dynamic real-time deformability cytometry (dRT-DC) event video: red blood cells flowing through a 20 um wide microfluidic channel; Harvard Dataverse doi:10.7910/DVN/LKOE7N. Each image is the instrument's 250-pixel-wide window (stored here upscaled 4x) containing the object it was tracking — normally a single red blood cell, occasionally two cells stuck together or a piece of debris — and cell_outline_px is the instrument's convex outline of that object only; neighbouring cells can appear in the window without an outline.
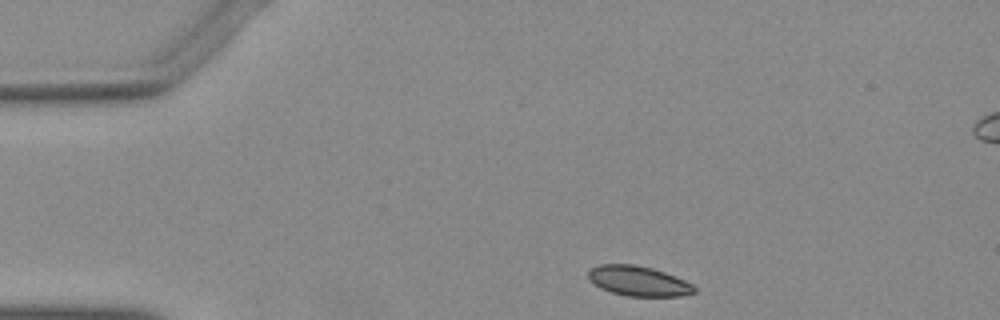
{"species": "Egyptian fruit bat (a non-hibernating species)", "species_latin": "Rousettus aegyptiacus", "temperature_condition": "warm", "stored_images_in_passage": 39, "camera_frame_rate_fps": 3000, "um_per_image_px": 0.085, "animal": {"sex": "female"}, "frame": {"image": 1, "passage_image": 1, "time_ms": 0.0, "image_size_px": [1000, 320], "cell_outline_px": [[696, 292], [680, 296], [628, 296], [612, 292], [600, 288], [588, 280], [588, 272], [592, 268], [600, 264], [632, 264], [652, 268], [664, 272], [684, 280], [692, 284], [696, 288]], "centroid_in_image_um": [54.25, 23.89], "position_along_channel_um": 30.8, "area_um2": 18.44}}
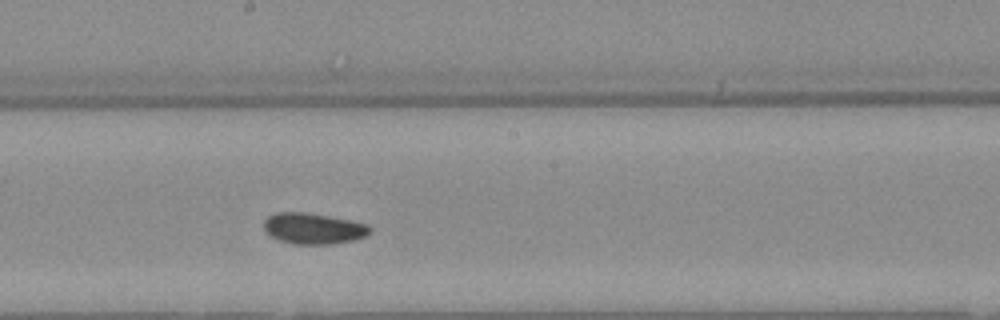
{"frame": {"image": 2, "passage_image": 20, "time_ms": 6.333, "image_size_px": [1000, 320], "cell_outline_px": [[372, 232], [368, 236], [356, 240], [332, 244], [296, 244], [276, 240], [264, 228], [264, 220], [268, 216], [276, 212], [304, 212], [328, 216], [368, 224], [372, 228]], "centroid_in_image_um": [26.68, 19.43], "position_along_channel_um": 221.5, "area_um2": 19.31}}
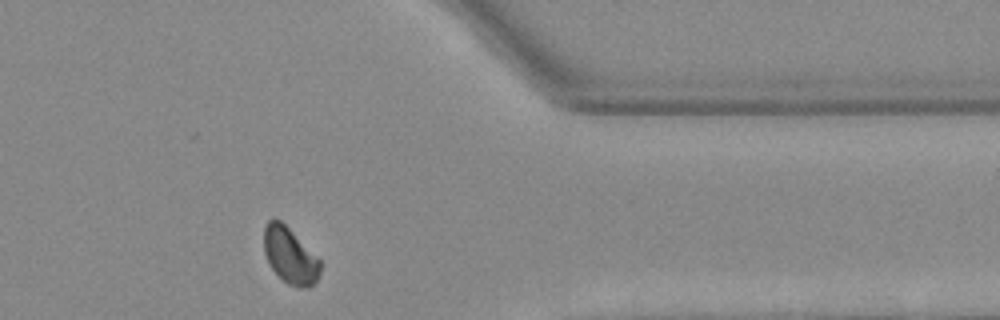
{"frame": {"image": 3, "passage_image": 34, "time_ms": 11.0, "image_size_px": [1000, 320], "cell_outline_px": [[320, 272], [316, 280], [308, 288], [304, 288], [288, 284], [268, 264], [264, 252], [264, 224], [268, 220], [280, 220], [320, 260]], "centroid_in_image_um": [24.62, 21.72], "position_along_channel_um": 386.8, "area_um2": 17.98}}